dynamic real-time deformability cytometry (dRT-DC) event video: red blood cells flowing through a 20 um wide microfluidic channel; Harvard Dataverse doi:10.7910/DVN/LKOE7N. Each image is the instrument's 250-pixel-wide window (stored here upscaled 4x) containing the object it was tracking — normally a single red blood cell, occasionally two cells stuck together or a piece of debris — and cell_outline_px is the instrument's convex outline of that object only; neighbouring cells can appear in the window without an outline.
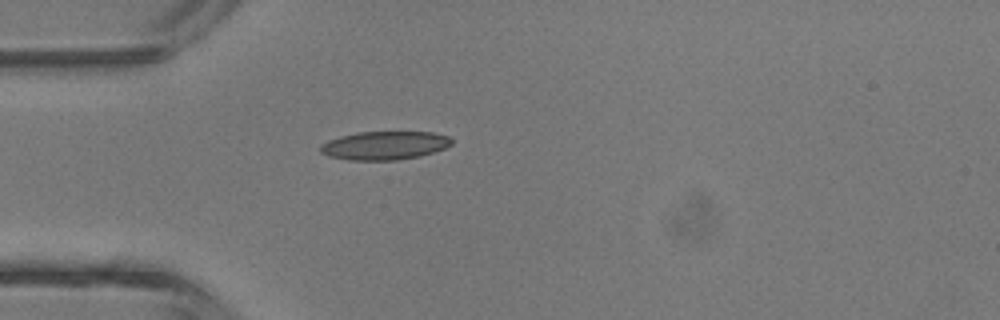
{"species": "common noctule bat (a hibernating species)", "species_latin": "Nyctalus noctula", "temperature_condition": "room temperature", "stored_images_in_passage": 2, "camera_frame_rate_fps": 3000, "um_per_image_px": 0.085, "animal": {"sex": "male", "body_mass_g": 13.3}, "frame": {"image": 1, "passage_image": 2, "time_ms": 1.333, "image_size_px": [1000, 320], "cell_outline_px": [[452, 144], [444, 148], [420, 156], [396, 160], [348, 160], [328, 156], [320, 152], [320, 144], [328, 140], [340, 136], [356, 132], [432, 132], [448, 136], [452, 140]], "centroid_in_image_um": [32.65, 12.36], "position_along_channel_um": 52.3, "area_um2": 21.79}}